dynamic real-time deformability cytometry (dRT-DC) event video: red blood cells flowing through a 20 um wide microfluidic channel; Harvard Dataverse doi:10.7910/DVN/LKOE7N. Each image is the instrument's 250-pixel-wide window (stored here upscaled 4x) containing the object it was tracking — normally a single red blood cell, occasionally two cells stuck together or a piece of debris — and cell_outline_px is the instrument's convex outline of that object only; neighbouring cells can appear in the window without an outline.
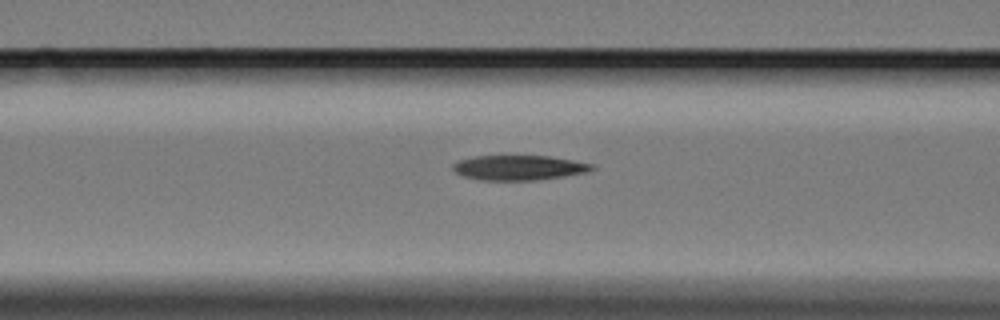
{"species": "Egyptian fruit bat (a non-hibernating species)", "species_latin": "Rousettus aegyptiacus", "temperature_condition": "cold", "stored_images_in_passage": 9, "camera_frame_rate_fps": 3000, "um_per_image_px": 0.085, "animal": {"sex": "female"}, "frame": {"image": 1, "passage_image": 7, "time_ms": 2.0, "image_size_px": [1000, 320], "cell_outline_px": [[596, 168], [588, 172], [564, 176], [536, 180], [480, 180], [460, 176], [452, 172], [452, 164], [460, 160], [476, 156], [548, 156], [596, 164]], "centroid_in_image_um": [44.09, 14.26], "position_along_channel_um": 122.5, "area_um2": 20.35}}